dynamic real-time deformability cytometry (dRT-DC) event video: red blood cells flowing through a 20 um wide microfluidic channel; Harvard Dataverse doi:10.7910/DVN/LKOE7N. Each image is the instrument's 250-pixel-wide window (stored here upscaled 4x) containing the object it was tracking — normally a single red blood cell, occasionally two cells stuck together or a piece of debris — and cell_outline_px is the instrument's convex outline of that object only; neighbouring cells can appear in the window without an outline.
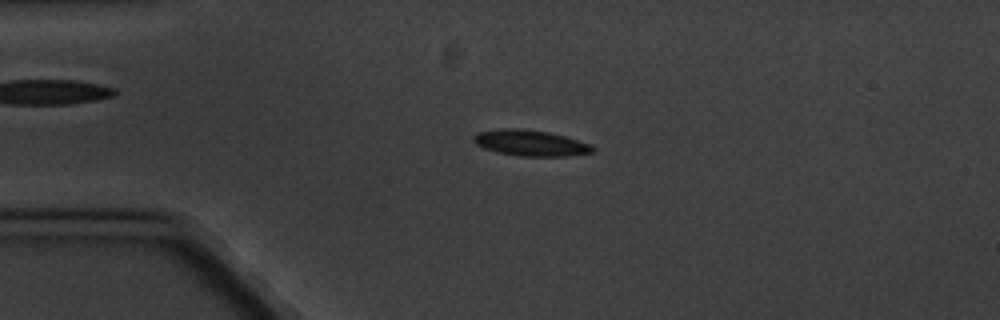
{"species": "common noctule bat (a hibernating species)", "species_latin": "Nyctalus noctula", "temperature_condition": "cold", "stored_images_in_passage": 4, "camera_frame_rate_fps": 3000, "um_per_image_px": 0.085, "animal": {"sex": "male", "body_mass_g": 20.1, "forearm_length_mm": 53.5}, "frame": {"image": 1, "passage_image": 3, "time_ms": 2.333, "image_size_px": [1000, 320], "cell_outline_px": [[596, 148], [592, 152], [568, 156], [520, 156], [496, 152], [484, 148], [476, 144], [472, 140], [472, 136], [476, 132], [504, 128], [520, 128], [548, 132], [564, 136], [588, 144]], "centroid_in_image_um": [45.03, 12.15], "position_along_channel_um": 40.0, "area_um2": 17.92}}